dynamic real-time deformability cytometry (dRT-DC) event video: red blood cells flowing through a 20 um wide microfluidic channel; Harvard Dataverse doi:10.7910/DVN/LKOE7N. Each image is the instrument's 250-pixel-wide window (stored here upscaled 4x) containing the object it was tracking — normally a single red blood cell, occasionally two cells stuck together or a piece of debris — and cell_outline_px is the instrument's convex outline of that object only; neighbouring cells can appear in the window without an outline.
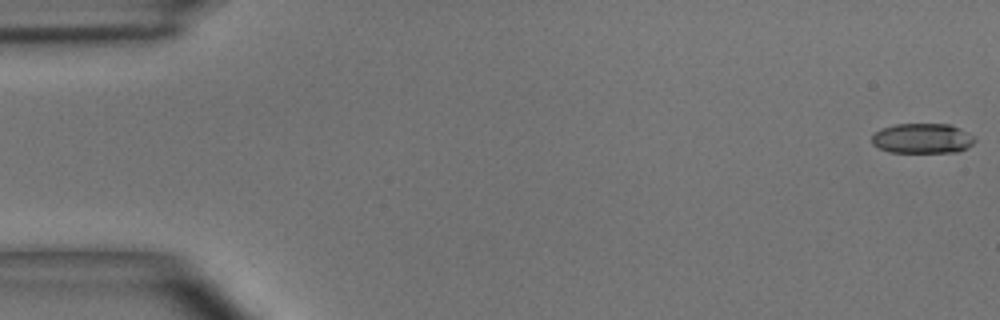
{"species": "common noctule bat (a hibernating species)", "species_latin": "Nyctalus noctula", "temperature_condition": "room temperature", "stored_images_in_passage": 7, "camera_frame_rate_fps": 3000, "um_per_image_px": 0.085, "animal": {"sex": "male", "body_mass_g": 15.6}, "frame": {"image": 1, "passage_image": 1, "time_ms": 0.0, "image_size_px": [1000, 320], "cell_outline_px": [[976, 140], [968, 148], [956, 152], [888, 152], [872, 144], [872, 136], [876, 132], [884, 128], [896, 124], [948, 124], [960, 128], [972, 136]], "centroid_in_image_um": [78.41, 11.77], "position_along_channel_um": 6.6, "area_um2": 17.86}}